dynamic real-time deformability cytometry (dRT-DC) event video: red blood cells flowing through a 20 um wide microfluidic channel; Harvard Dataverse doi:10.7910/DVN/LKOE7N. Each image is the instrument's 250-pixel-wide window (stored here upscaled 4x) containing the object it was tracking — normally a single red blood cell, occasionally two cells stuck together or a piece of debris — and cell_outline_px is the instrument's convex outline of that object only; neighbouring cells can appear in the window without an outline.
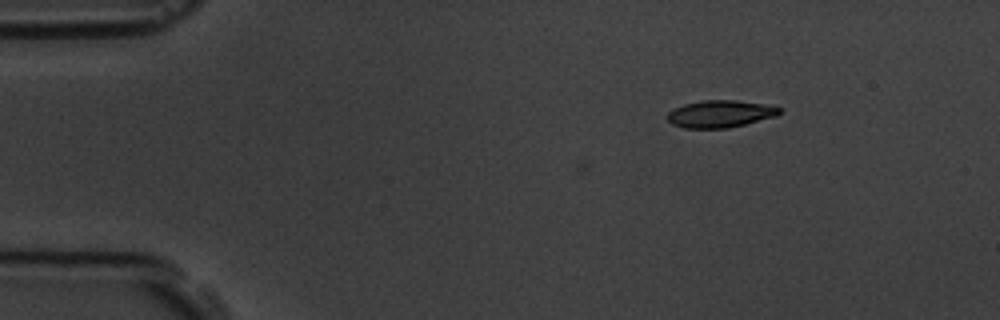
{"species": "common noctule bat (a hibernating species)", "species_latin": "Nyctalus noctula", "temperature_condition": "room temperature", "stored_images_in_passage": 4, "camera_frame_rate_fps": 3000, "um_per_image_px": 0.085, "animal": {"sex": "male", "body_mass_g": 19.5, "forearm_length_mm": 54.6}, "frame": {"image": 1, "passage_image": 4, "time_ms": 3.667, "image_size_px": [1000, 320], "cell_outline_px": [[780, 112], [776, 116], [728, 128], [684, 128], [672, 124], [668, 120], [668, 112], [672, 108], [684, 104], [704, 100], [736, 100], [764, 104], [780, 108]], "centroid_in_image_um": [61.17, 9.67], "position_along_channel_um": 23.8, "area_um2": 17.63}}